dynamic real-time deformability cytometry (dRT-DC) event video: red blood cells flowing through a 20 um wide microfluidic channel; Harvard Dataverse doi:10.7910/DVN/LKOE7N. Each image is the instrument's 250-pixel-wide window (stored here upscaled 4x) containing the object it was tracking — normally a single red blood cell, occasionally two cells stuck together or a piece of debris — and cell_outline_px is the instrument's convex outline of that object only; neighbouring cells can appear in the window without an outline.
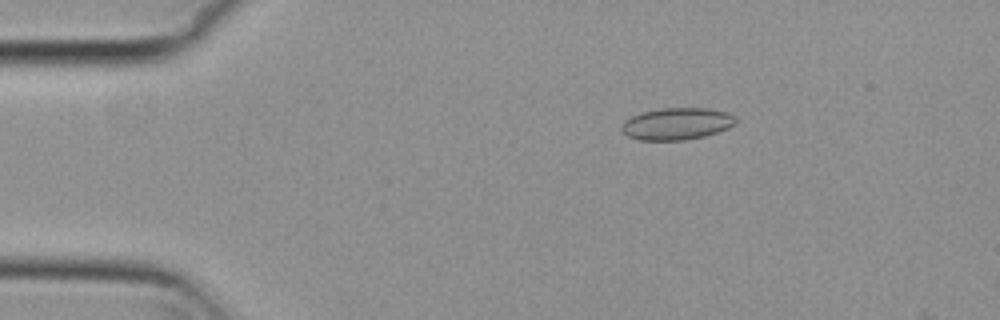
{"species": "common noctule bat (a hibernating species)", "species_latin": "Nyctalus noctula", "temperature_condition": "cold", "stored_images_in_passage": 11, "camera_frame_rate_fps": 3000, "um_per_image_px": 0.085, "animal": {"sex": "female", "body_mass_g": 29.2, "forearm_length_mm": 56.3}, "frame": {"image": 1, "passage_image": 7, "time_ms": 2.0, "image_size_px": [1000, 320], "cell_outline_px": [[736, 124], [728, 128], [704, 136], [684, 140], [640, 140], [628, 136], [620, 128], [624, 120], [640, 112], [660, 108], [704, 108], [728, 112], [736, 116]], "centroid_in_image_um": [57.53, 10.51], "position_along_channel_um": 27.5, "area_um2": 21.33}}